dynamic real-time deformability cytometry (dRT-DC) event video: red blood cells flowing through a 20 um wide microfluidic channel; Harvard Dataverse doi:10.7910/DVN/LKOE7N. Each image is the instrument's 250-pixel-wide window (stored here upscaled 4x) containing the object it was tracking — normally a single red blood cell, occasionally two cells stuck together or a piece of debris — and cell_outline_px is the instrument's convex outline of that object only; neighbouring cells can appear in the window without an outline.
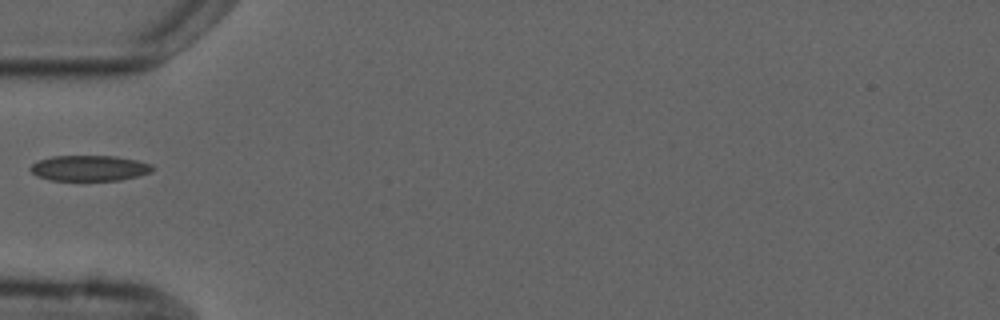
{"species": "common noctule bat (a hibernating species)", "species_latin": "Nyctalus noctula", "temperature_condition": "cold", "stored_images_in_passage": 1, "camera_frame_rate_fps": 3000, "um_per_image_px": 0.085, "animal": {"sex": "male", "forearm_length_mm": 52.5}, "frame": {"image": 1, "passage_image": 1, "time_ms": 0.0, "image_size_px": [1000, 320], "cell_outline_px": [[156, 168], [152, 172], [120, 180], [48, 180], [36, 176], [28, 168], [32, 164], [40, 160], [52, 156], [116, 156], [136, 160], [152, 164]], "centroid_in_image_um": [7.61, 14.29], "position_along_channel_um": 77.4, "area_um2": 18.26}}